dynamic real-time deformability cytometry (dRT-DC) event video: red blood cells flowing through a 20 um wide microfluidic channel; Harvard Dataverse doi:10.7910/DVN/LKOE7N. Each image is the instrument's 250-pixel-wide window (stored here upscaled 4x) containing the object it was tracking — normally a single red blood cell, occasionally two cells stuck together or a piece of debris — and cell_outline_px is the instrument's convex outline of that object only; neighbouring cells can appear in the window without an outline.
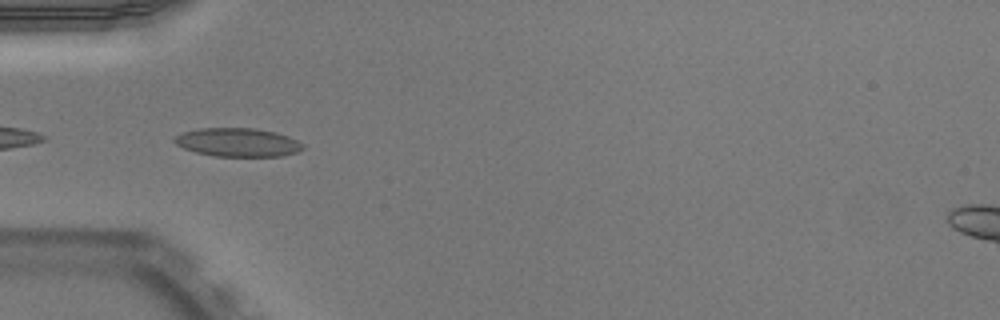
{"species": "Egyptian fruit bat (a non-hibernating species)", "species_latin": "Rousettus aegyptiacus", "temperature_condition": "warm", "stored_images_in_passage": 18, "camera_frame_rate_fps": 3000, "um_per_image_px": 0.085, "animal": {"sex": "male"}, "frame": {"image": 1, "passage_image": 1, "time_ms": 0.0, "image_size_px": [1000, 320], "cell_outline_px": [[304, 148], [296, 152], [284, 156], [212, 156], [196, 152], [184, 148], [176, 144], [172, 140], [176, 136], [184, 132], [200, 128], [252, 128], [276, 132], [288, 136], [304, 144]], "centroid_in_image_um": [20.22, 12.1], "position_along_channel_um": 64.8, "area_um2": 21.33}}